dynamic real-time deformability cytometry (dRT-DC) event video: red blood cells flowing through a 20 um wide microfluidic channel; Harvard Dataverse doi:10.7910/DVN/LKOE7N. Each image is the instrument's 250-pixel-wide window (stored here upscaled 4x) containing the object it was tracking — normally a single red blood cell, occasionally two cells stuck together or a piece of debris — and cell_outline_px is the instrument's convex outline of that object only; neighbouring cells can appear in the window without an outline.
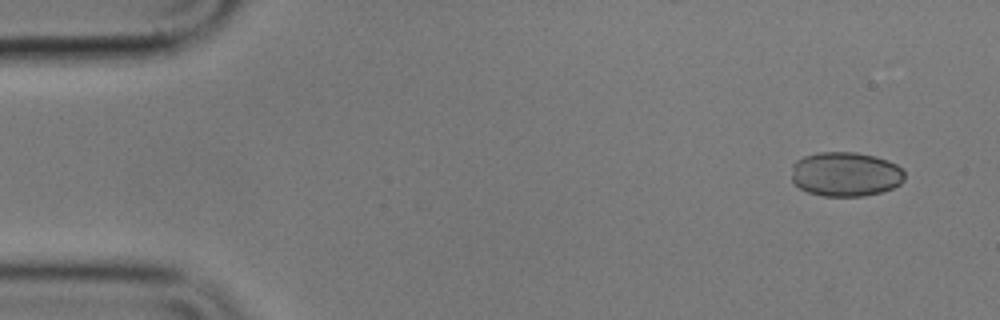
{"species": "common noctule bat (a hibernating species)", "species_latin": "Nyctalus noctula", "temperature_condition": "cold", "stored_images_in_passage": 52, "camera_frame_rate_fps": 3000, "um_per_image_px": 0.085, "animal": {"sex": "male", "body_mass_g": 17.9}, "frame": {"image": 1, "passage_image": 1, "time_ms": 0.0, "image_size_px": [1000, 320], "cell_outline_px": [[904, 180], [900, 184], [892, 188], [880, 192], [864, 196], [824, 196], [808, 192], [800, 188], [792, 180], [792, 164], [796, 160], [804, 156], [816, 152], [856, 152], [876, 156], [888, 160], [904, 168]], "centroid_in_image_um": [71.88, 14.79], "position_along_channel_um": 13.1, "area_um2": 29.59}}
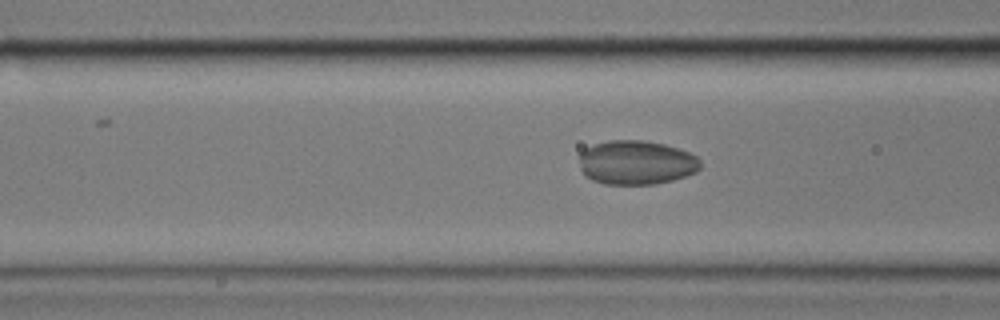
{"frame": {"image": 2, "passage_image": 18, "time_ms": 5.667, "image_size_px": [1000, 320], "cell_outline_px": [[700, 168], [696, 172], [672, 180], [652, 184], [604, 184], [592, 180], [584, 176], [580, 168], [580, 152], [584, 148], [608, 140], [640, 140], [664, 144], [688, 152], [696, 156], [700, 160]], "centroid_in_image_um": [54.05, 13.82], "position_along_channel_um": 112.6, "area_um2": 31.15}}
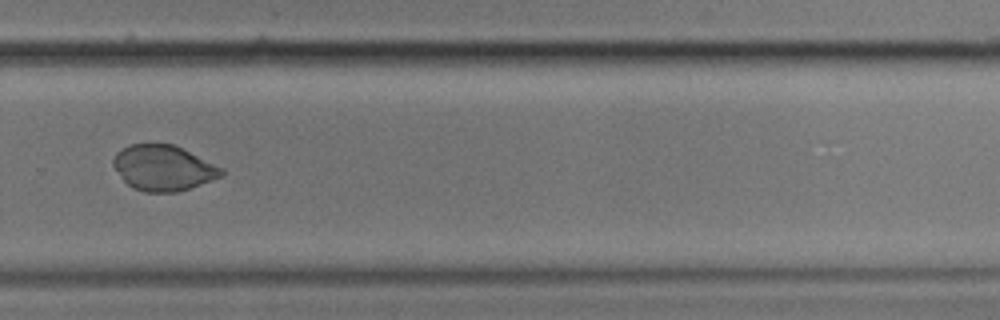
{"frame": {"image": 3, "passage_image": 35, "time_ms": 11.333, "image_size_px": [1000, 320], "cell_outline_px": [[224, 176], [176, 192], [144, 192], [132, 188], [124, 180], [112, 164], [112, 160], [116, 152], [132, 144], [172, 144], [224, 168]], "centroid_in_image_um": [13.88, 14.28], "position_along_channel_um": 315.9, "area_um2": 28.38}}